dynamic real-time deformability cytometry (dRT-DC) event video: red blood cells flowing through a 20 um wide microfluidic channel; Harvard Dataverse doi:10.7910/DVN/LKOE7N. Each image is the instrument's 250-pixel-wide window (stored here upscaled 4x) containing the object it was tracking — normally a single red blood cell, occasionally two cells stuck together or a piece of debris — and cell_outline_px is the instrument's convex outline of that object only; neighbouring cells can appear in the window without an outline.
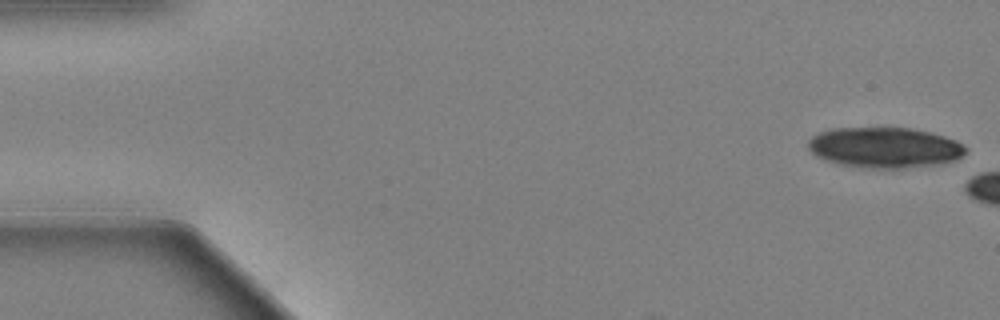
{"species": "Egyptian fruit bat (a non-hibernating species)", "species_latin": "Rousettus aegyptiacus", "temperature_condition": "warm", "stored_images_in_passage": 6, "camera_frame_rate_fps": 3000, "um_per_image_px": 0.085, "animal": {"sex": "female"}, "frame": {"image": 1, "passage_image": 1, "time_ms": 0.0, "image_size_px": [1000, 320], "cell_outline_px": [[968, 148], [960, 156], [952, 160], [936, 164], [900, 168], [864, 168], [840, 164], [816, 156], [808, 148], [808, 140], [812, 136], [820, 132], [832, 128], [912, 128], [932, 132], [956, 140]], "centroid_in_image_um": [75.17, 12.53], "position_along_channel_um": 9.8, "area_um2": 36.99}}